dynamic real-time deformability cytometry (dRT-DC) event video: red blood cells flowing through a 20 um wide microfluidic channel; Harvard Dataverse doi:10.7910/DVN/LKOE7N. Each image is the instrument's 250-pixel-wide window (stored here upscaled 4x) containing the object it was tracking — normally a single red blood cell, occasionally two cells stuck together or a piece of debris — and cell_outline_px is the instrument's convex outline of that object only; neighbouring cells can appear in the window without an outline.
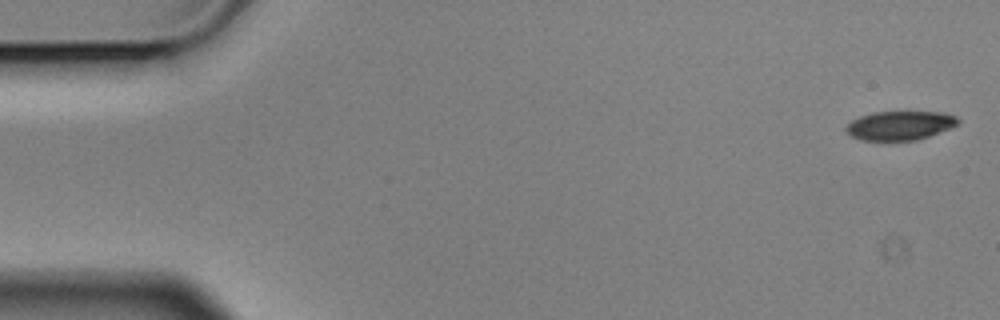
{"species": "Egyptian fruit bat (a non-hibernating species)", "species_latin": "Rousettus aegyptiacus", "temperature_condition": "cold", "stored_images_in_passage": 4, "camera_frame_rate_fps": 3000, "um_per_image_px": 0.085, "animal": {"sex": "male"}, "frame": {"image": 1, "passage_image": 1, "time_ms": 0.0, "image_size_px": [1000, 320], "cell_outline_px": [[960, 124], [928, 136], [916, 140], [864, 140], [852, 136], [844, 128], [852, 120], [860, 116], [872, 112], [944, 112], [956, 116], [960, 120]], "centroid_in_image_um": [76.52, 10.65], "position_along_channel_um": 8.5, "area_um2": 18.79}}
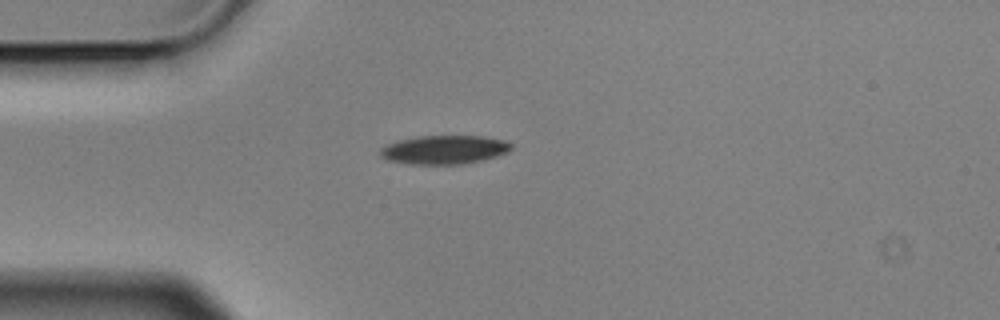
{"frame": {"image": 2, "passage_image": 4, "time_ms": 1.0, "image_size_px": [1000, 320], "cell_outline_px": [[512, 148], [508, 152], [484, 160], [464, 164], [408, 164], [388, 160], [380, 156], [380, 148], [388, 144], [400, 140], [416, 136], [480, 136], [504, 140], [512, 144]], "centroid_in_image_um": [37.77, 12.73], "position_along_channel_um": 47.2, "area_um2": 21.96}}